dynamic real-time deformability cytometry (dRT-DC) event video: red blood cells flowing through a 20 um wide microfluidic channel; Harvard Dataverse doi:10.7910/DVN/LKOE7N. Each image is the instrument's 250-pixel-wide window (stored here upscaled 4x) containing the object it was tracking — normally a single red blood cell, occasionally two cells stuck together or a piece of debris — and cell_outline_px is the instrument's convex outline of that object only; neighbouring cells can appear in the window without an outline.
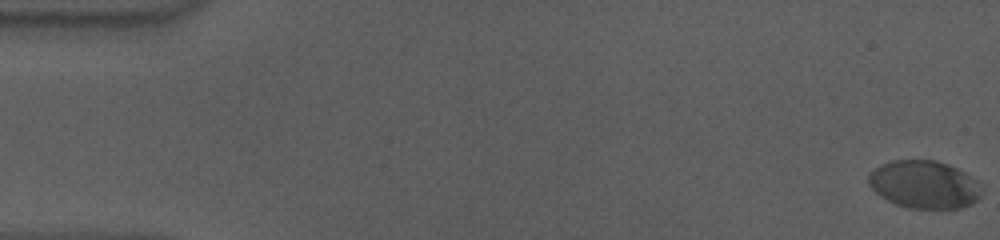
{"species": "human", "species_latin": "Homo sapiens", "temperature_condition": "cold", "stored_images_in_passage": 58, "camera_frame_rate_fps": 3000, "um_per_image_px": 0.085, "donor": {"sex": "male"}, "frame": {"image": 1, "passage_image": 1, "time_ms": 0.0, "image_size_px": [1000, 240], "cell_outline_px": [[976, 196], [968, 204], [956, 208], [920, 208], [900, 204], [884, 196], [872, 184], [872, 172], [876, 168], [884, 164], [900, 160], [932, 160], [944, 164], [952, 168], [956, 172]], "centroid_in_image_um": [78.37, 15.68], "position_along_channel_um": 6.6, "area_um2": 27.51}}
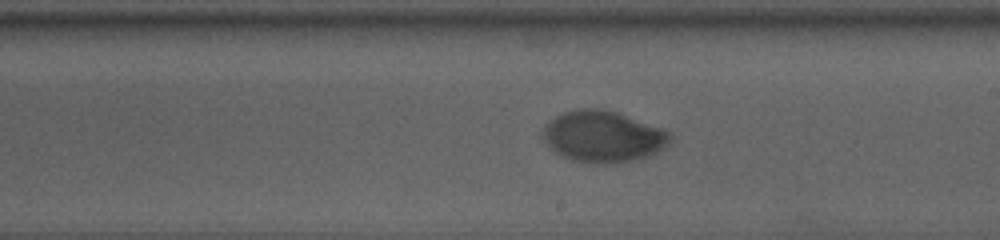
{"frame": {"image": 2, "passage_image": 34, "time_ms": 11.0, "image_size_px": [1000, 240], "cell_outline_px": [[668, 136], [660, 148], [652, 152], [640, 156], [624, 160], [584, 160], [568, 156], [560, 152], [548, 140], [548, 124], [552, 120], [568, 112], [612, 112], [656, 128], [664, 132]], "centroid_in_image_um": [51.26, 11.59], "position_along_channel_um": 237.7, "area_um2": 32.48}}
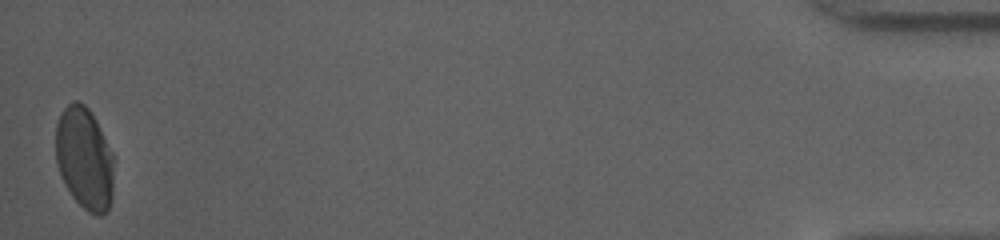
{"frame": {"image": 3, "passage_image": 58, "time_ms": 19.0, "image_size_px": [1000, 240], "cell_outline_px": [[112, 192], [108, 208], [100, 216], [88, 212], [72, 196], [60, 172], [56, 160], [56, 124], [64, 108], [68, 104], [76, 100], [84, 104], [88, 108], [112, 156]], "centroid_in_image_um": [7.14, 13.47], "position_along_channel_um": 428.1, "area_um2": 33.41}, "authors_computed_cell_mechanics": {"area_um2": 32.4836, "velocity_mm_per_s": 3.5417, "shape_relaxation_time_tau1_ms": 5.9251, "shape_relaxation_time_tau2_ms": 1.5885, "deformation_change_tau1": 0.1732, "deformation_change_tau2": 0.0236}}